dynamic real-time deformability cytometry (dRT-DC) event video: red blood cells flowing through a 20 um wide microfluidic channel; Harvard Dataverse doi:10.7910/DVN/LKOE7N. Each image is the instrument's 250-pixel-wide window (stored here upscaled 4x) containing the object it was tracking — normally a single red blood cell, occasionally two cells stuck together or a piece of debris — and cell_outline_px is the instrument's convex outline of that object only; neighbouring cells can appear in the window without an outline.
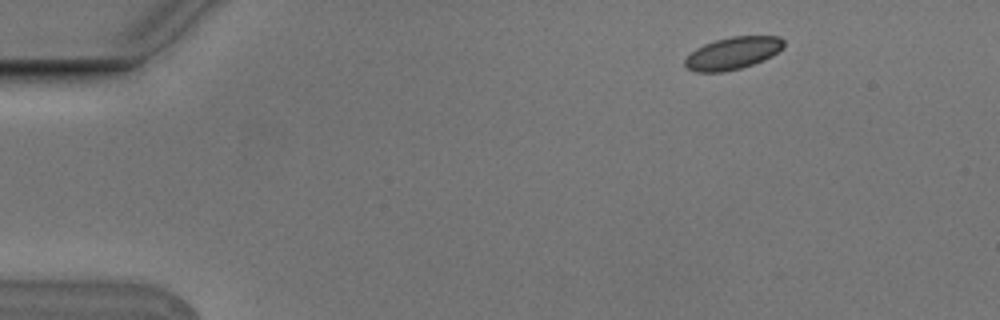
{"species": "Egyptian fruit bat (a non-hibernating species)", "species_latin": "Rousettus aegyptiacus", "temperature_condition": "cold", "stored_images_in_passage": 4, "camera_frame_rate_fps": 3000, "um_per_image_px": 0.085, "animal": {"sex": "male"}, "frame": {"image": 1, "passage_image": 1, "time_ms": 0.0, "image_size_px": [1000, 320], "cell_outline_px": [[784, 48], [772, 56], [764, 60], [740, 68], [724, 72], [696, 72], [688, 68], [684, 64], [684, 60], [696, 48], [704, 44], [716, 40], [732, 36], [780, 36], [784, 40]], "centroid_in_image_um": [62.31, 4.52], "position_along_channel_um": 22.7, "area_um2": 18.61}}
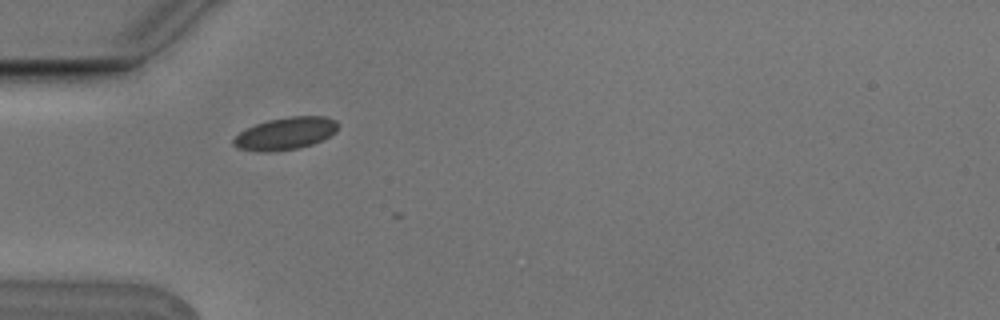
{"frame": {"image": 2, "passage_image": 4, "time_ms": 1.0, "image_size_px": [1000, 320], "cell_outline_px": [[336, 132], [312, 144], [296, 148], [264, 152], [236, 148], [232, 144], [232, 140], [240, 132], [256, 124], [268, 120], [288, 116], [324, 116], [336, 120]], "centroid_in_image_um": [24.23, 11.34], "position_along_channel_um": 60.8, "area_um2": 19.36}}